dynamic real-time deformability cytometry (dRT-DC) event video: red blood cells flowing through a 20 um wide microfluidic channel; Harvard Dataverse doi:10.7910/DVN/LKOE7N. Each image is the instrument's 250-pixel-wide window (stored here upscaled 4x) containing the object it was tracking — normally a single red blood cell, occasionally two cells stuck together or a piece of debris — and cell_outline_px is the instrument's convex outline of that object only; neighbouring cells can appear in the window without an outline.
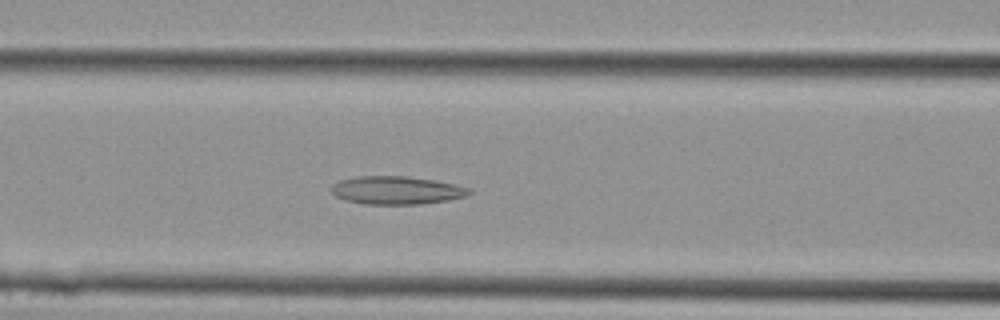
{"species": "Egyptian fruit bat (a non-hibernating species)", "species_latin": "Rousettus aegyptiacus", "temperature_condition": "cold", "stored_images_in_passage": 6, "camera_frame_rate_fps": 3000, "um_per_image_px": 0.085, "animal": {"sex": "female"}, "frame": {"image": 1, "passage_image": 4, "time_ms": 1.0, "image_size_px": [1000, 320], "cell_outline_px": [[472, 192], [468, 196], [448, 200], [420, 204], [364, 204], [344, 200], [336, 196], [332, 192], [332, 184], [340, 180], [356, 176], [408, 176], [456, 184], [472, 188]], "centroid_in_image_um": [33.73, 16.17], "position_along_channel_um": 132.9, "area_um2": 22.72}}
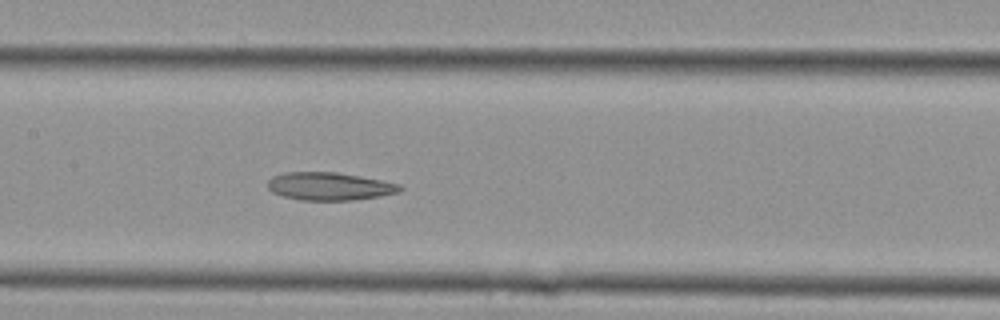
{"frame": {"image": 2, "passage_image": 6, "time_ms": 1.667, "image_size_px": [1000, 320], "cell_outline_px": [[404, 188], [400, 192], [380, 196], [352, 200], [300, 200], [284, 196], [272, 192], [268, 188], [268, 180], [272, 176], [284, 172], [336, 172], [360, 176], [400, 184]], "centroid_in_image_um": [28.01, 15.83], "position_along_channel_um": 179.4, "area_um2": 21.5}}